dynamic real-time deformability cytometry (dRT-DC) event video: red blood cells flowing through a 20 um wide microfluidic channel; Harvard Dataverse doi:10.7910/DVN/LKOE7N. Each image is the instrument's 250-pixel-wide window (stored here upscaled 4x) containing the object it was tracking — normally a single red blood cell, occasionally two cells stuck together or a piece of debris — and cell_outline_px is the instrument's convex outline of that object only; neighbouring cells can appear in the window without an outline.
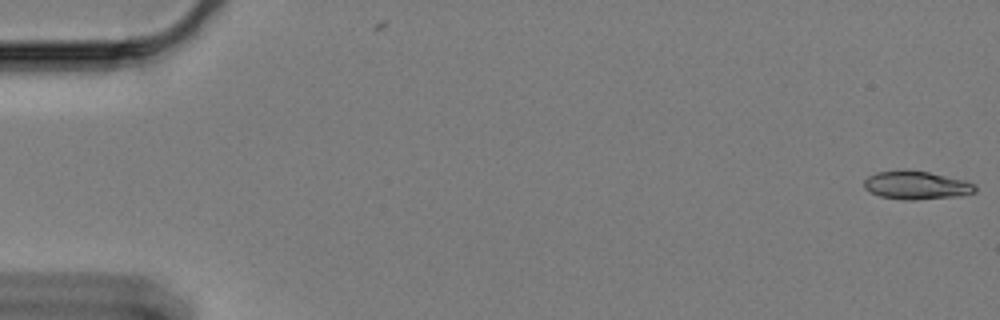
{"species": "Egyptian fruit bat (a non-hibernating species)", "species_latin": "Rousettus aegyptiacus", "temperature_condition": "cold", "stored_images_in_passage": 61, "camera_frame_rate_fps": 3000, "um_per_image_px": 0.085, "animal": {"sex": "female"}, "frame": {"image": 1, "passage_image": 1, "time_ms": 0.0, "image_size_px": [1000, 320], "cell_outline_px": [[976, 192], [960, 196], [916, 200], [904, 200], [880, 196], [864, 188], [864, 180], [868, 176], [876, 172], [928, 172], [964, 180], [976, 184]], "centroid_in_image_um": [77.94, 15.78], "position_along_channel_um": 7.1, "area_um2": 17.86}}
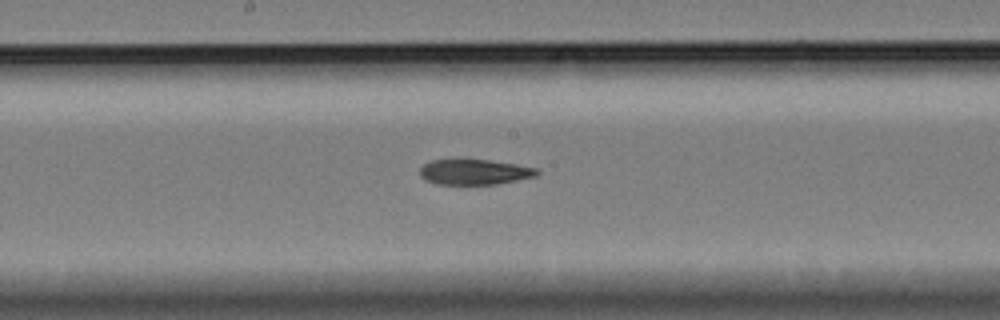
{"frame": {"image": 2, "passage_image": 32, "time_ms": 10.333, "image_size_px": [1000, 320], "cell_outline_px": [[540, 172], [536, 176], [496, 184], [436, 184], [424, 180], [420, 176], [420, 168], [424, 164], [432, 160], [464, 156], [516, 164], [536, 168]], "centroid_in_image_um": [40.26, 14.57], "position_along_channel_um": 207.9, "area_um2": 18.03}}
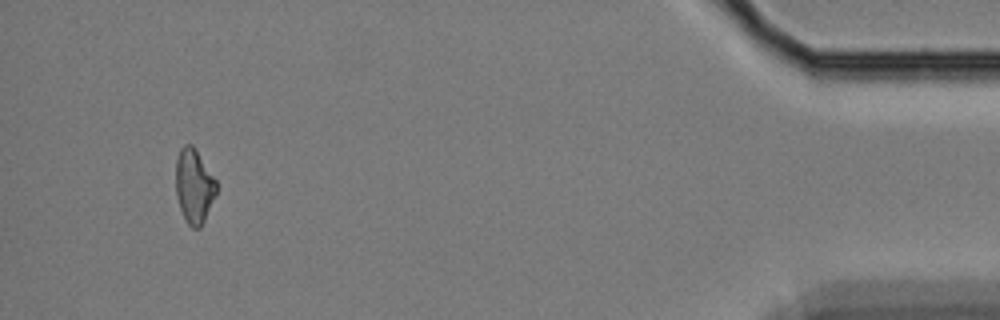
{"frame": {"image": 3, "passage_image": 57, "time_ms": 18.667, "image_size_px": [1000, 320], "cell_outline_px": [[216, 196], [200, 228], [192, 228], [188, 224], [180, 208], [176, 196], [176, 160], [180, 148], [184, 144], [192, 144], [196, 148], [216, 180]], "centroid_in_image_um": [16.49, 15.79], "position_along_channel_um": 418.7, "area_um2": 17.63}, "authors_computed_cell_mechanics": {"area_um2": 18.4382, "velocity_mm_per_s": 3.341, "shape_relaxation_time_tau1_ms": 4.5662, "shape_relaxation_time_tau2_ms": null, "deformation_change_tau1": 0.1213, "deformation_change_tau2": null}}